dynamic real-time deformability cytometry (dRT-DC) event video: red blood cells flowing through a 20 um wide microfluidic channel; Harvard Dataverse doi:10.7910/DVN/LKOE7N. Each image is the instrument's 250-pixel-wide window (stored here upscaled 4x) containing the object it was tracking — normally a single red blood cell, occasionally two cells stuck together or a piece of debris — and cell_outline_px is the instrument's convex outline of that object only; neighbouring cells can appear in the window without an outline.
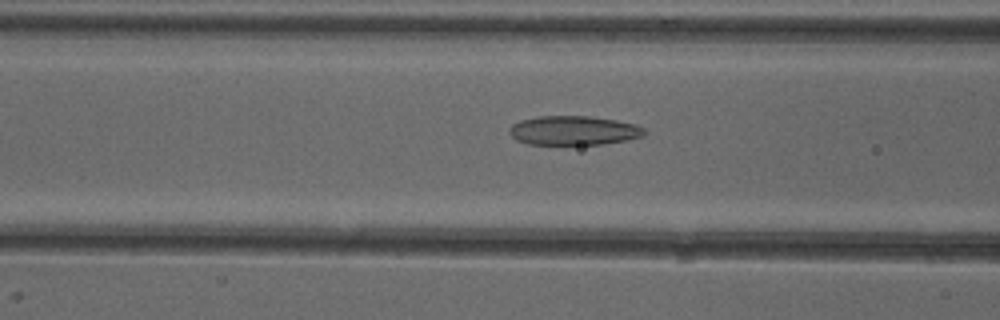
{"species": "common noctule bat (a hibernating species)", "species_latin": "Nyctalus noctula", "temperature_condition": "cold", "stored_images_in_passage": 51, "camera_frame_rate_fps": 3000, "um_per_image_px": 0.085, "animal": {"sex": "female"}, "frame": {"image": 1, "passage_image": 20, "time_ms": 6.333, "image_size_px": [1000, 320], "cell_outline_px": [[648, 132], [644, 136], [628, 140], [604, 144], [528, 144], [516, 140], [508, 132], [508, 128], [512, 124], [520, 120], [536, 116], [592, 116], [616, 120], [636, 124], [644, 128]], "centroid_in_image_um": [48.78, 11.09], "position_along_channel_um": 117.8, "area_um2": 23.29}}
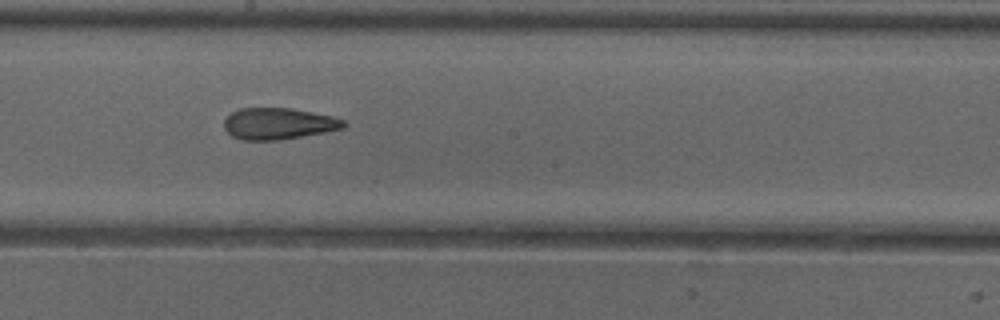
{"frame": {"image": 2, "passage_image": 28, "time_ms": 9.0, "image_size_px": [1000, 320], "cell_outline_px": [[348, 124], [344, 128], [324, 132], [280, 140], [240, 140], [232, 136], [224, 128], [224, 120], [232, 112], [240, 108], [292, 108], [332, 116], [344, 120]], "centroid_in_image_um": [23.67, 10.51], "position_along_channel_um": 224.5, "area_um2": 21.96}}
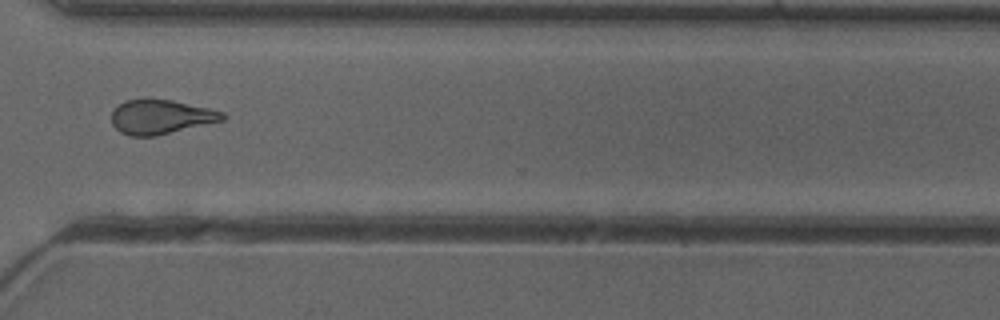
{"frame": {"image": 3, "passage_image": 38, "time_ms": 12.333, "image_size_px": [1000, 320], "cell_outline_px": [[228, 116], [224, 120], [156, 136], [128, 136], [120, 132], [112, 124], [112, 112], [120, 104], [128, 100], [144, 96], [172, 100], [208, 108], [224, 112]], "centroid_in_image_um": [13.67, 9.91], "position_along_channel_um": 356.9, "area_um2": 22.6}, "authors_computed_cell_mechanics": {"area_um2": 23.0622, "velocity_mm_per_s": 3.983, "shape_relaxation_time_tau1_ms": null, "shape_relaxation_time_tau2_ms": 2.8881, "deformation_change_tau1": null, "deformation_change_tau2": 0.1245}}